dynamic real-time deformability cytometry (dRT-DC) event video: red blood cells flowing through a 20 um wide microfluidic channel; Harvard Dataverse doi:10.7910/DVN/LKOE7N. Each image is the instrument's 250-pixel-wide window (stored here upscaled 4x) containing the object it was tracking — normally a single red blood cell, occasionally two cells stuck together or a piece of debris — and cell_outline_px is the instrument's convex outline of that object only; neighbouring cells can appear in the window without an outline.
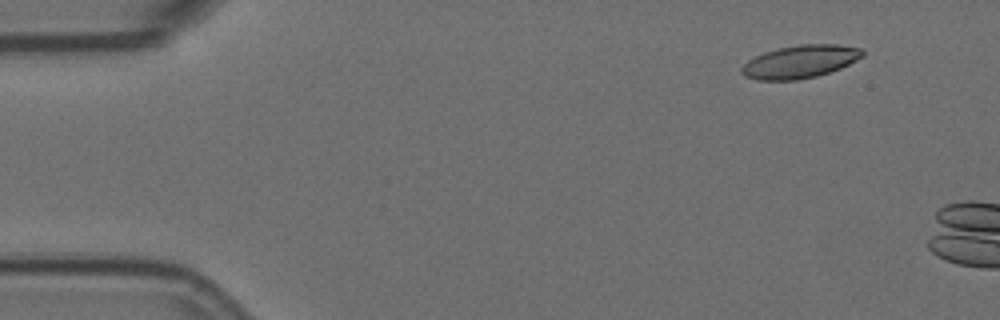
{"species": "Egyptian fruit bat (a non-hibernating species)", "species_latin": "Rousettus aegyptiacus", "temperature_condition": "room temperature", "stored_images_in_passage": 3, "camera_frame_rate_fps": 3000, "um_per_image_px": 0.085, "animal": {"sex": "female"}, "frame": {"image": 1, "passage_image": 2, "time_ms": 0.333, "image_size_px": [1000, 320], "cell_outline_px": [[864, 56], [840, 68], [816, 76], [796, 80], [756, 80], [744, 76], [740, 72], [740, 68], [748, 60], [764, 52], [776, 48], [800, 44], [836, 44], [860, 48], [864, 52]], "centroid_in_image_um": [67.97, 5.24], "position_along_channel_um": 17.0, "area_um2": 23.18}}